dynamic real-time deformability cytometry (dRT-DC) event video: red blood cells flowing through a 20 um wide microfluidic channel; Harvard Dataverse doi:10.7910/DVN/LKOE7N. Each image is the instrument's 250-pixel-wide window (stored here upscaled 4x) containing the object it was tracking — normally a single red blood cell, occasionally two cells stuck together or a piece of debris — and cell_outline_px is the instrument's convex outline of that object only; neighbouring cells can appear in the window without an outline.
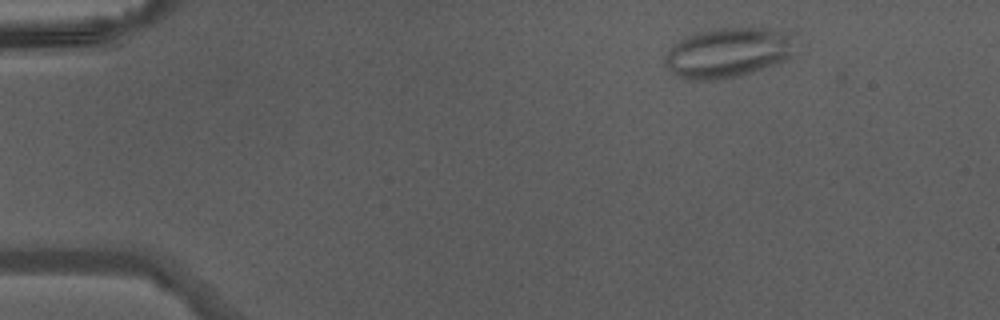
{"species": "Egyptian fruit bat (a non-hibernating species)", "species_latin": "Rousettus aegyptiacus", "temperature_condition": "warm", "stored_images_in_passage": 43, "camera_frame_rate_fps": 3000, "um_per_image_px": 0.085, "animal": {"sex": "male"}, "frame": {"image": 1, "passage_image": 4, "time_ms": 1.0, "image_size_px": [1000, 320], "cell_outline_px": [[800, 32], [792, 56], [776, 64], [740, 76], [716, 80], [684, 80], [672, 72], [664, 64], [664, 56], [672, 44], [696, 32], [716, 28], [768, 28]], "centroid_in_image_um": [61.96, 4.45], "position_along_channel_um": 23.0, "area_um2": 38.96}}
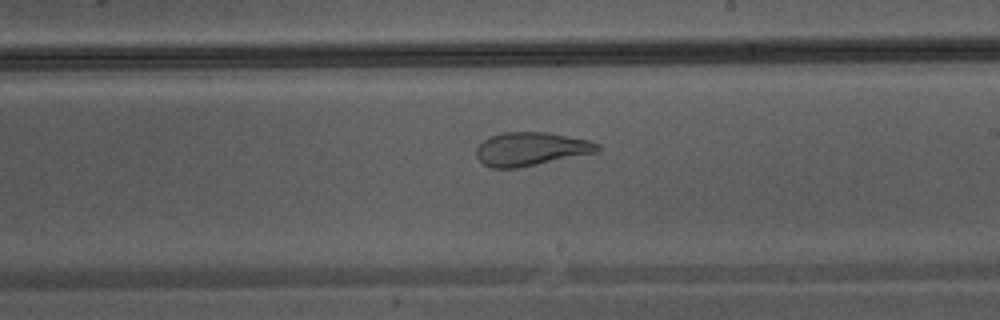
{"frame": {"image": 2, "passage_image": 25, "time_ms": 8.0, "image_size_px": [1000, 320], "cell_outline_px": [[604, 148], [600, 152], [516, 168], [492, 168], [484, 164], [476, 156], [476, 148], [484, 140], [500, 132], [548, 132], [588, 140], [600, 144]], "centroid_in_image_um": [45.18, 12.66], "position_along_channel_um": 243.8, "area_um2": 23.76}}
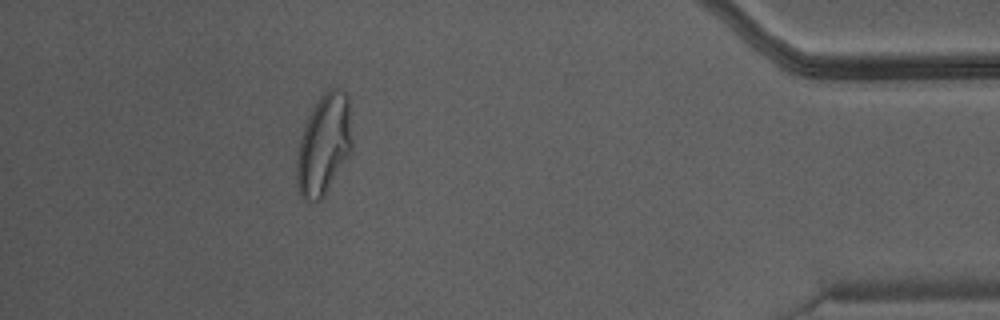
{"frame": {"image": 3, "passage_image": 39, "time_ms": 12.667, "image_size_px": [1000, 320], "cell_outline_px": [[352, 152], [324, 196], [316, 204], [304, 200], [300, 196], [296, 184], [296, 160], [300, 140], [308, 116], [320, 92], [328, 88], [340, 88], [348, 96], [352, 140]], "centroid_in_image_um": [27.53, 12.3], "position_along_channel_um": 407.7, "area_um2": 33.18}}